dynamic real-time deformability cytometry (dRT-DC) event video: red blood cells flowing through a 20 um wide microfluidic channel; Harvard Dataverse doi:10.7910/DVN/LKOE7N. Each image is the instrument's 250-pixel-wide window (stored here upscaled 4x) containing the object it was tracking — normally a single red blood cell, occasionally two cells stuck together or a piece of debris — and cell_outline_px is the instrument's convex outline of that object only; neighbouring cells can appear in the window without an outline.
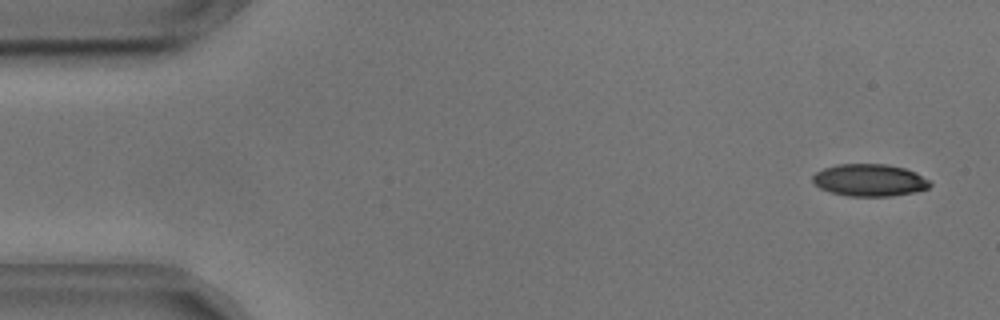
{"species": "common noctule bat (a hibernating species)", "species_latin": "Nyctalus noctula", "temperature_condition": "cold", "stored_images_in_passage": 55, "camera_frame_rate_fps": 3000, "um_per_image_px": 0.085, "animal": {"sex": "male", "body_mass_g": 17.9, "forearm_length_mm": 54.2}, "frame": {"image": 1, "passage_image": 3, "time_ms": 0.667, "image_size_px": [1000, 320], "cell_outline_px": [[932, 184], [928, 188], [912, 192], [892, 196], [848, 196], [832, 192], [820, 188], [812, 180], [812, 176], [816, 172], [824, 168], [836, 164], [888, 164], [904, 168], [916, 172], [928, 180]], "centroid_in_image_um": [73.9, 15.3], "position_along_channel_um": 11.1, "area_um2": 21.91}}
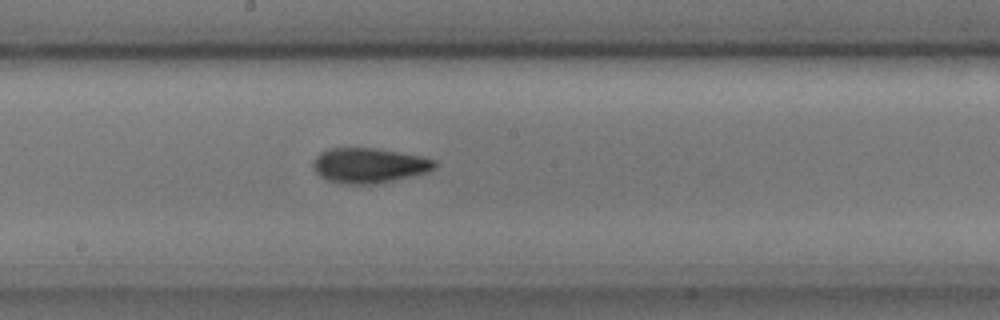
{"frame": {"image": 2, "passage_image": 29, "time_ms": 9.333, "image_size_px": [1000, 320], "cell_outline_px": [[436, 168], [428, 172], [392, 180], [368, 184], [348, 184], [328, 180], [320, 176], [316, 172], [312, 164], [316, 156], [320, 152], [328, 148], [376, 148], [424, 156], [436, 160]], "centroid_in_image_um": [31.38, 14.04], "position_along_channel_um": 216.8, "area_um2": 24.74}}
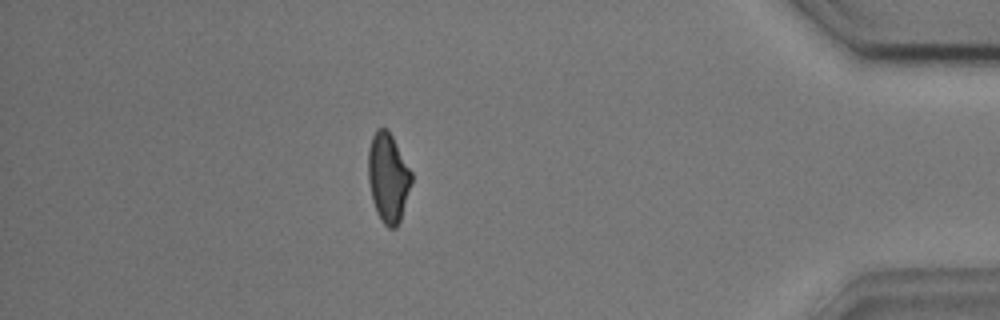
{"frame": {"image": 3, "passage_image": 48, "time_ms": 15.667, "image_size_px": [1000, 320], "cell_outline_px": [[412, 180], [400, 220], [396, 228], [388, 228], [380, 220], [376, 212], [372, 200], [368, 180], [368, 148], [372, 136], [376, 128], [388, 128], [412, 172]], "centroid_in_image_um": [32.97, 15.08], "position_along_channel_um": 402.2, "area_um2": 22.6}, "authors_computed_cell_mechanics": {"area_um2": 22.8888, "velocity_mm_per_s": 3.6343, "shape_relaxation_time_tau1_ms": 3.6466, "shape_relaxation_time_tau2_ms": 2.8304, "deformation_change_tau1": 0.1304, "deformation_change_tau2": 0.0998}}